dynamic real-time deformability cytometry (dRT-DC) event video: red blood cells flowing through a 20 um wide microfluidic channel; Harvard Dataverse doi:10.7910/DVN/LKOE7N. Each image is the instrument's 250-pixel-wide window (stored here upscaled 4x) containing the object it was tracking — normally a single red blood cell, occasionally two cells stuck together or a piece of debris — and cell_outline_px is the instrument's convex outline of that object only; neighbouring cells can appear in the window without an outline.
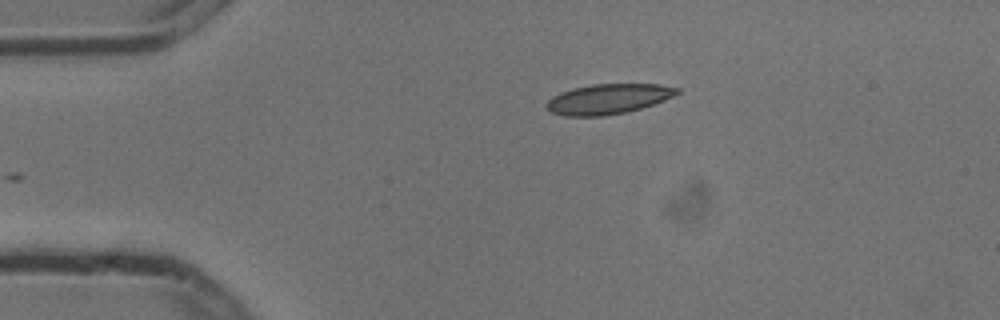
{"species": "common noctule bat (a hibernating species)", "species_latin": "Nyctalus noctula", "temperature_condition": "cold", "stored_images_in_passage": 4, "camera_frame_rate_fps": 3000, "um_per_image_px": 0.085, "animal": {"sex": "male", "body_mass_g": 13.3}, "frame": {"image": 1, "passage_image": 4, "time_ms": 1.0, "image_size_px": [1000, 320], "cell_outline_px": [[680, 92], [664, 100], [640, 108], [624, 112], [600, 116], [564, 116], [552, 112], [544, 104], [552, 96], [560, 92], [572, 88], [592, 84], [660, 84], [680, 88]], "centroid_in_image_um": [51.67, 8.4], "position_along_channel_um": 33.3, "area_um2": 22.77}}